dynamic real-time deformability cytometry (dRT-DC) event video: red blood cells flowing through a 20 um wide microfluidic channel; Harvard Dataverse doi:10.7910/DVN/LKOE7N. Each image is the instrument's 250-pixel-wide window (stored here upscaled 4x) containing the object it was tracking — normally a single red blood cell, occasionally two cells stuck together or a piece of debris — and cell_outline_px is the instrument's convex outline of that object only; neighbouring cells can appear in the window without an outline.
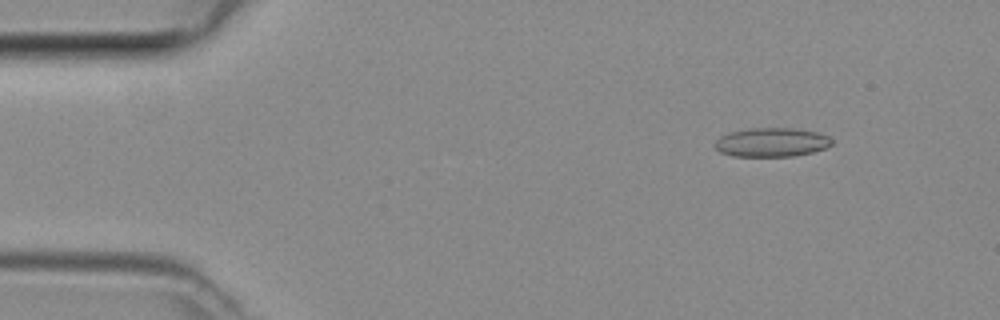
{"species": "common noctule bat (a hibernating species)", "species_latin": "Nyctalus noctula", "temperature_condition": "room temperature", "stored_images_in_passage": 5, "camera_frame_rate_fps": 3000, "um_per_image_px": 0.085, "animal": {"sex": "female", "body_mass_g": 29.2, "forearm_length_mm": 56.3}, "frame": {"image": 1, "passage_image": 2, "time_ms": 0.333, "image_size_px": [1000, 320], "cell_outline_px": [[832, 144], [824, 148], [812, 152], [796, 156], [732, 156], [720, 152], [716, 148], [716, 140], [720, 136], [728, 132], [748, 128], [792, 128], [816, 132], [828, 136], [832, 140]], "centroid_in_image_um": [65.57, 12.09], "position_along_channel_um": 19.4, "area_um2": 19.71}}
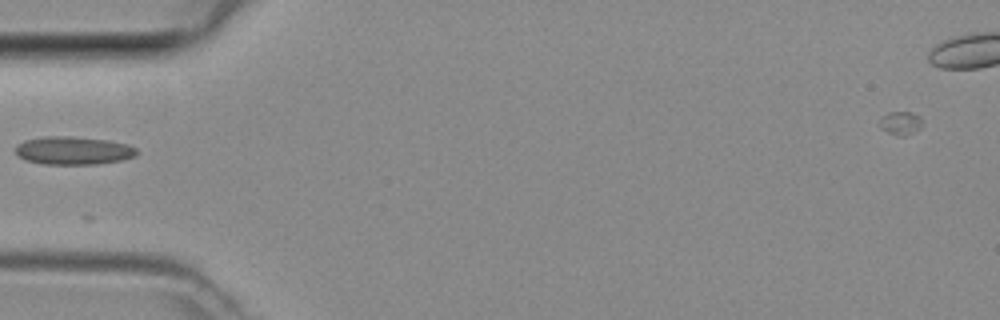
{"frame": {"image": 2, "passage_image": 5, "time_ms": 1.333, "image_size_px": [1000, 320], "cell_outline_px": [[136, 156], [120, 160], [96, 164], [40, 164], [24, 160], [16, 156], [16, 144], [24, 140], [44, 136], [72, 136], [108, 140], [128, 144], [136, 148]], "centroid_in_image_um": [6.18, 12.79], "position_along_channel_um": 78.8, "area_um2": 20.06}}